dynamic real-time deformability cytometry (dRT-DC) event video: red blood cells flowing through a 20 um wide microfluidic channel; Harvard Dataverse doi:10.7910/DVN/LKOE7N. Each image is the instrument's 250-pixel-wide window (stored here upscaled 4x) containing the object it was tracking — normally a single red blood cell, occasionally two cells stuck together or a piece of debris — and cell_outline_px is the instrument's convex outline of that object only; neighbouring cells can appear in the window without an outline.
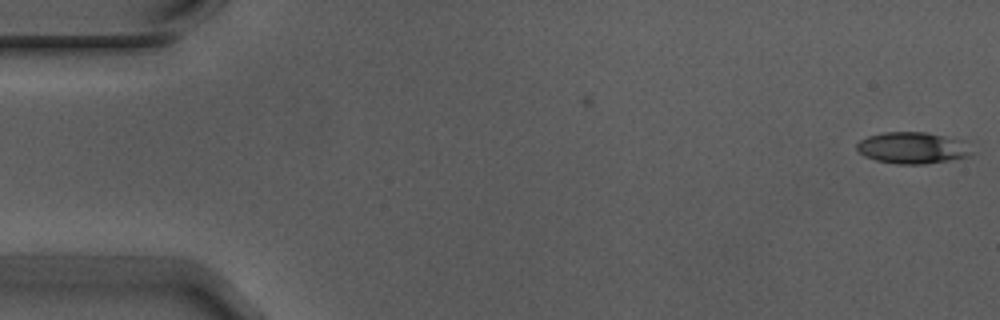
{"species": "Egyptian fruit bat (a non-hibernating species)", "species_latin": "Rousettus aegyptiacus", "temperature_condition": "warm", "stored_images_in_passage": 6, "camera_frame_rate_fps": 3000, "um_per_image_px": 0.085, "animal": {"sex": "male"}, "frame": {"image": 1, "passage_image": 6, "time_ms": 1.667, "image_size_px": [1000, 320], "cell_outline_px": [[976, 152], [968, 156], [948, 160], [924, 164], [896, 164], [876, 160], [864, 156], [856, 148], [856, 144], [860, 140], [868, 136], [884, 132], [924, 132], [944, 136], [960, 140]], "centroid_in_image_um": [77.54, 12.57], "position_along_channel_um": 7.5, "area_um2": 20.98}}